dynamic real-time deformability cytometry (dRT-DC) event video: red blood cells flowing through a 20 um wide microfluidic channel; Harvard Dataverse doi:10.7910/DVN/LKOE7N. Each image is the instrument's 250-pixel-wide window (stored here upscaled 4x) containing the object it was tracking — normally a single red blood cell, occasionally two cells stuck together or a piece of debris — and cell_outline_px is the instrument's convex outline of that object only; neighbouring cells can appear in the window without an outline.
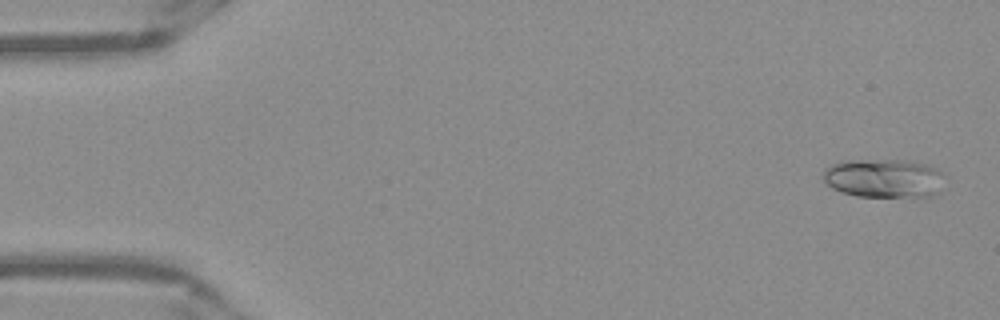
{"species": "Egyptian fruit bat (a non-hibernating species)", "species_latin": "Rousettus aegyptiacus", "temperature_condition": "warm", "stored_images_in_passage": 51, "camera_frame_rate_fps": 3000, "um_per_image_px": 0.085, "frame": {"image": 1, "passage_image": 2, "time_ms": 0.333, "image_size_px": [1000, 320], "cell_outline_px": [[940, 192], [936, 196], [856, 196], [840, 192], [824, 184], [824, 172], [832, 164], [844, 160], [904, 160], [924, 164], [936, 168], [940, 172]], "centroid_in_image_um": [75.08, 15.16], "position_along_channel_um": 9.9, "area_um2": 27.22}}
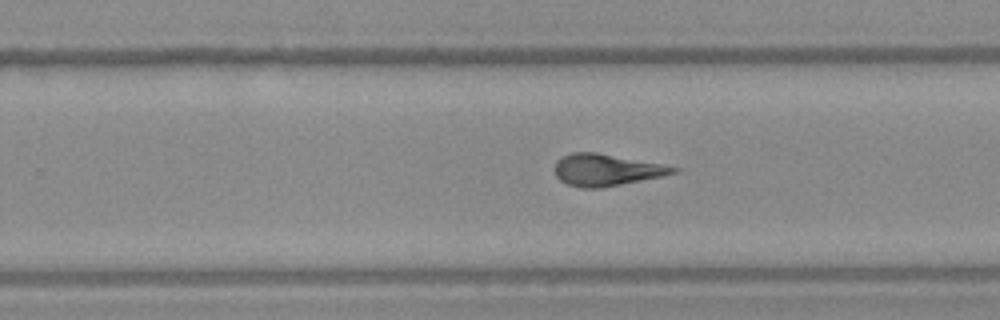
{"frame": {"image": 2, "passage_image": 32, "time_ms": 10.333, "image_size_px": [1000, 320], "cell_outline_px": [[680, 172], [600, 188], [580, 188], [568, 184], [560, 180], [556, 176], [552, 168], [556, 160], [572, 152], [596, 152], [660, 164], [680, 168]], "centroid_in_image_um": [51.47, 14.44], "position_along_channel_um": 278.3, "area_um2": 21.79}}
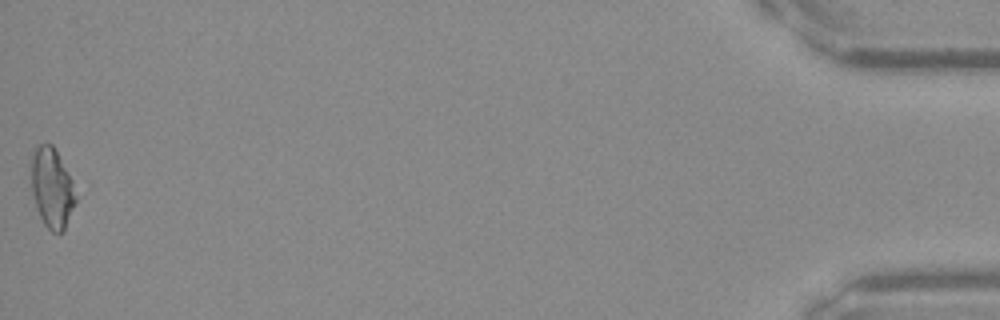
{"frame": {"image": 3, "passage_image": 51, "time_ms": 16.667, "image_size_px": [1000, 320], "cell_outline_px": [[76, 200], [64, 232], [52, 232], [44, 224], [36, 208], [32, 192], [32, 156], [36, 148], [40, 144], [52, 144], [72, 180], [76, 196]], "centroid_in_image_um": [4.42, 16.02], "position_along_channel_um": 430.8, "area_um2": 20.35}, "authors_computed_cell_mechanics": {"area_um2": 22.0796, "velocity_mm_per_s": 3.9577, "shape_relaxation_time_tau1_ms": 9.2565, "shape_relaxation_time_tau2_ms": 1.5998, "deformation_change_tau1": 0.2294, "deformation_change_tau2": 0.1089}}